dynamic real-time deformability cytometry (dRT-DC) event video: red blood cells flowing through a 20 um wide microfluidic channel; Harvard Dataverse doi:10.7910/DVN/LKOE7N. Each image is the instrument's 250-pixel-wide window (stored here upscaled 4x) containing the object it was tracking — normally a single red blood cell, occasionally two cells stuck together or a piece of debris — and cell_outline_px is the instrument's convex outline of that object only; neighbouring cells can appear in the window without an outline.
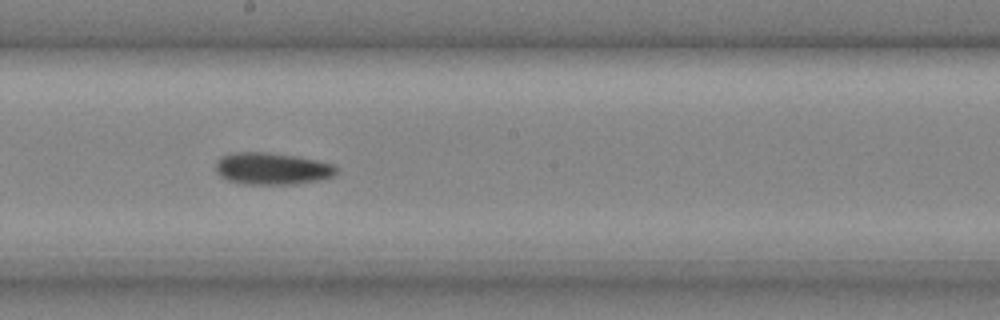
{"species": "common noctule bat (a hibernating species)", "species_latin": "Nyctalus noctula", "temperature_condition": "cold", "stored_images_in_passage": 28, "camera_frame_rate_fps": 3000, "um_per_image_px": 0.085, "animal": {"sex": "male", "body_mass_g": 20.4}, "frame": {"image": 1, "passage_image": 21, "time_ms": 6.667, "image_size_px": [1000, 320], "cell_outline_px": [[336, 172], [332, 176], [320, 180], [296, 184], [240, 184], [228, 180], [220, 176], [216, 172], [216, 160], [220, 156], [228, 152], [268, 152], [300, 156], [332, 164], [336, 168]], "centroid_in_image_um": [23.07, 14.32], "position_along_channel_um": 225.1, "area_um2": 22.77}}
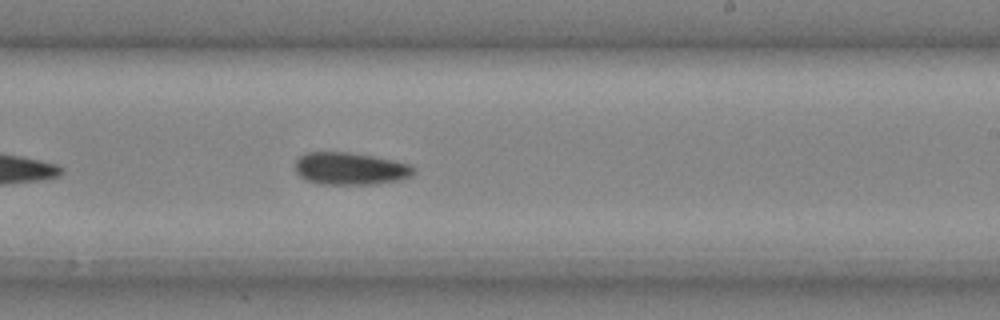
{"frame": {"image": 2, "passage_image": 23, "time_ms": 7.333, "image_size_px": [1000, 320], "cell_outline_px": [[416, 172], [412, 176], [400, 180], [372, 184], [320, 184], [308, 180], [300, 176], [296, 172], [296, 160], [304, 152], [348, 152], [372, 156], [412, 164], [416, 168]], "centroid_in_image_um": [29.81, 14.33], "position_along_channel_um": 259.2, "area_um2": 22.43}}
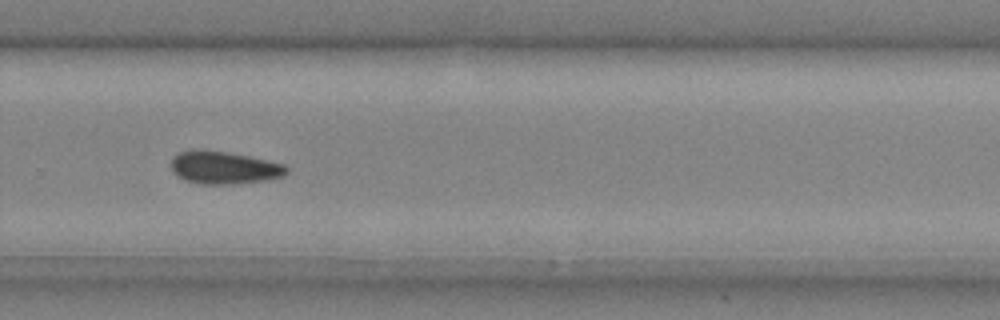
{"frame": {"image": 3, "passage_image": 26, "time_ms": 8.333, "image_size_px": [1000, 320], "cell_outline_px": [[288, 172], [284, 176], [268, 180], [232, 184], [200, 184], [188, 180], [180, 176], [172, 168], [172, 156], [176, 152], [192, 148], [200, 148], [228, 152], [248, 156], [284, 164], [288, 168]], "centroid_in_image_um": [19.04, 14.22], "position_along_channel_um": 310.8, "area_um2": 22.14}}